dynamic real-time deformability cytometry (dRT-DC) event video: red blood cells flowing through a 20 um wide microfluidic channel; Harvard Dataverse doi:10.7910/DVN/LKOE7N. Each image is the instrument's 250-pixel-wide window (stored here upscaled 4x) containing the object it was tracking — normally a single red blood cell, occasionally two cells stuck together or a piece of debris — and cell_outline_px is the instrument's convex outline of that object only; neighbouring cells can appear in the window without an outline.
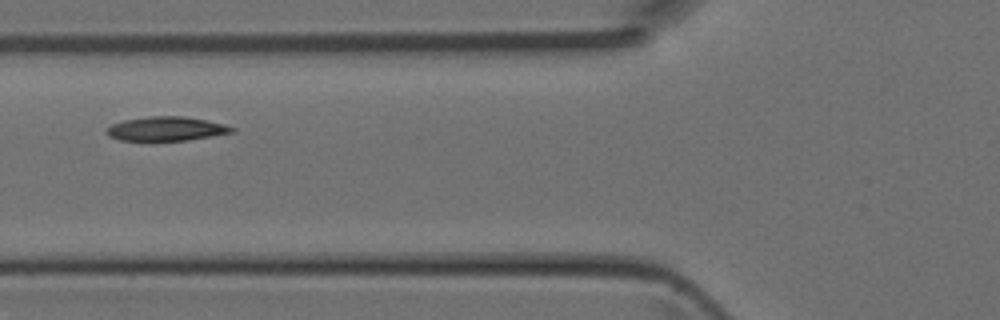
{"species": "Egyptian fruit bat (a non-hibernating species)", "species_latin": "Rousettus aegyptiacus", "temperature_condition": "room temperature", "stored_images_in_passage": 4, "camera_frame_rate_fps": 3000, "um_per_image_px": 0.085, "animal": {"sex": "female"}, "frame": {"image": 1, "passage_image": 4, "time_ms": 1.0, "image_size_px": [1000, 320], "cell_outline_px": [[236, 132], [188, 140], [120, 140], [108, 136], [108, 128], [112, 124], [124, 120], [148, 116], [184, 116], [224, 124], [236, 128]], "centroid_in_image_um": [14.18, 10.94], "position_along_channel_um": 111.6, "area_um2": 17.46}}